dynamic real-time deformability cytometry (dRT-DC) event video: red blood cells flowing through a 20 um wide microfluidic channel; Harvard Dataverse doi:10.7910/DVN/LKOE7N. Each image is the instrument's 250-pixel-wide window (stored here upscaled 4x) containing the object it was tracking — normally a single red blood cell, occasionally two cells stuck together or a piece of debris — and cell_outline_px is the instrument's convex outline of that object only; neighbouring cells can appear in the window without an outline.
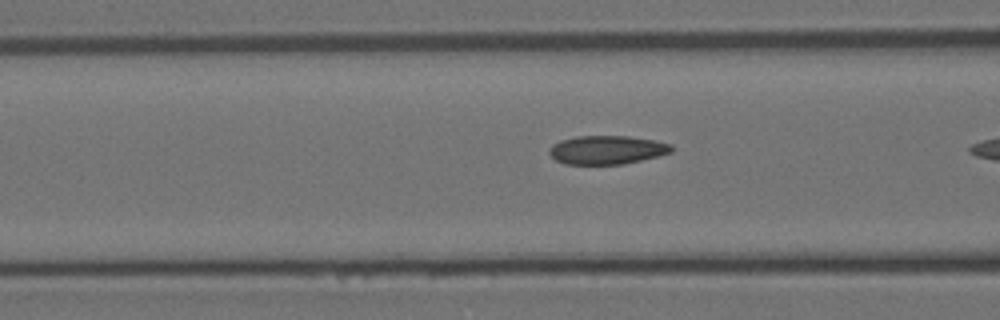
{"species": "Egyptian fruit bat (a non-hibernating species)", "species_latin": "Rousettus aegyptiacus", "temperature_condition": "room temperature", "stored_images_in_passage": 8, "camera_frame_rate_fps": 3000, "um_per_image_px": 0.085, "animal": {"sex": "female"}, "frame": {"image": 1, "passage_image": 7, "time_ms": 2.0, "image_size_px": [1000, 320], "cell_outline_px": [[672, 152], [624, 164], [564, 164], [556, 160], [548, 152], [552, 144], [560, 140], [576, 136], [628, 136], [656, 140], [672, 144]], "centroid_in_image_um": [51.58, 12.73], "position_along_channel_um": 115.0, "area_um2": 20.4}}